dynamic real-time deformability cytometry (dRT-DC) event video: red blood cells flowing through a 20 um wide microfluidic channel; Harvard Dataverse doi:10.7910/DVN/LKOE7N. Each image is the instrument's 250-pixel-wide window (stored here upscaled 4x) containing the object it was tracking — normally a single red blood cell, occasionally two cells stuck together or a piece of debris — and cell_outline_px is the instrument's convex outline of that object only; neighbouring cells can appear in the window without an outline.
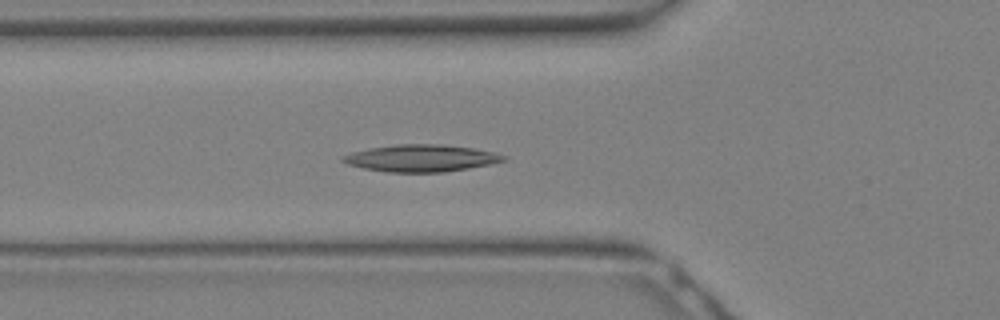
{"species": "Egyptian fruit bat (a non-hibernating species)", "species_latin": "Rousettus aegyptiacus", "temperature_condition": "warm", "stored_images_in_passage": 19, "camera_frame_rate_fps": 3000, "um_per_image_px": 0.085, "animal": {"sex": "female"}, "frame": {"image": 1, "passage_image": 11, "time_ms": 3.333, "image_size_px": [1000, 320], "cell_outline_px": [[508, 160], [468, 168], [444, 172], [388, 172], [364, 168], [348, 164], [340, 160], [340, 156], [352, 152], [368, 148], [396, 144], [444, 144], [472, 148], [496, 152], [508, 156]], "centroid_in_image_um": [35.8, 13.43], "position_along_channel_um": 90.0, "area_um2": 25.43}}
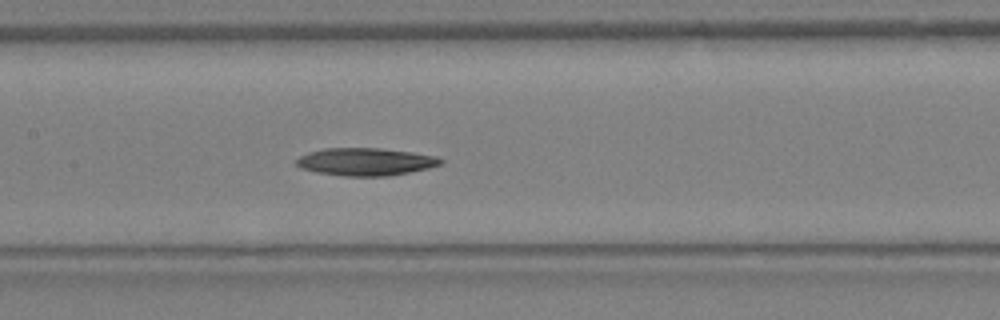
{"frame": {"image": 2, "passage_image": 15, "time_ms": 4.667, "image_size_px": [1000, 320], "cell_outline_px": [[444, 160], [440, 164], [428, 168], [388, 176], [344, 176], [316, 172], [300, 168], [296, 164], [296, 160], [300, 156], [308, 152], [324, 148], [380, 148], [412, 152], [436, 156]], "centroid_in_image_um": [31.05, 13.74], "position_along_channel_um": 176.4, "area_um2": 23.18}}
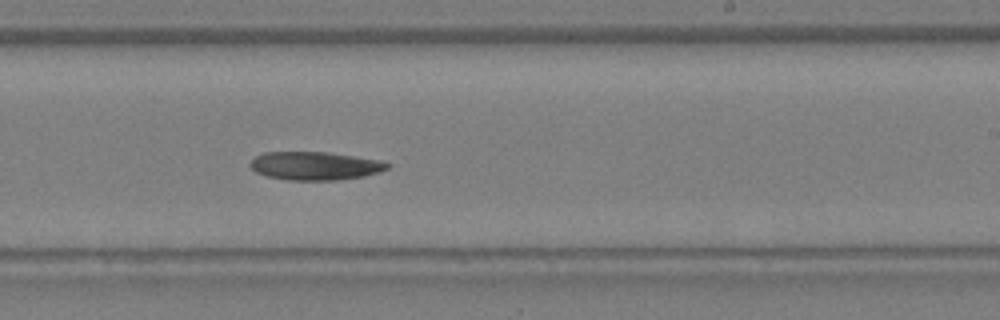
{"frame": {"image": 3, "passage_image": 19, "time_ms": 6.0, "image_size_px": [1000, 320], "cell_outline_px": [[392, 164], [388, 168], [380, 172], [364, 176], [340, 180], [288, 180], [268, 176], [256, 172], [248, 164], [256, 156], [264, 152], [328, 152], [380, 160]], "centroid_in_image_um": [26.8, 14.1], "position_along_channel_um": 262.2, "area_um2": 22.66}}